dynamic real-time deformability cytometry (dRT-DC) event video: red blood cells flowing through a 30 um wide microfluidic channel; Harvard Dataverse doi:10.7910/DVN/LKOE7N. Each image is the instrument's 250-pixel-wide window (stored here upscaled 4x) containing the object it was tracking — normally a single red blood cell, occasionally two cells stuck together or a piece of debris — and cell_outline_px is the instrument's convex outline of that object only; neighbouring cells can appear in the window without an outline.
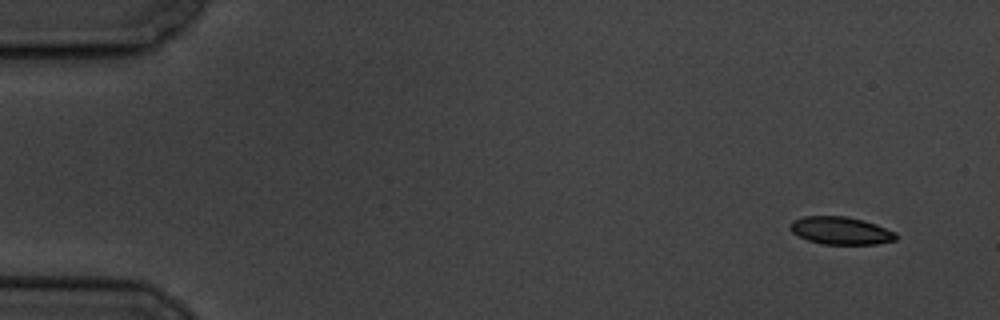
{"species": "common noctule bat (a hibernating species)", "species_latin": "Nyctalus noctula", "temperature_condition": "cold", "stored_images_in_passage": 11, "camera_frame_rate_fps": 3000, "um_per_image_px": 0.085, "animal": {"sex": "male", "body_mass_g": 19.5, "forearm_length_mm": 54.6}, "frame": {"image": 1, "passage_image": 1, "time_ms": 0.0, "image_size_px": [1000, 320], "cell_outline_px": [[896, 240], [876, 244], [820, 244], [808, 240], [792, 232], [788, 228], [788, 224], [792, 220], [804, 216], [844, 216], [864, 220], [876, 224], [896, 232]], "centroid_in_image_um": [71.43, 19.6], "position_along_channel_um": 13.6, "area_um2": 17.17}}
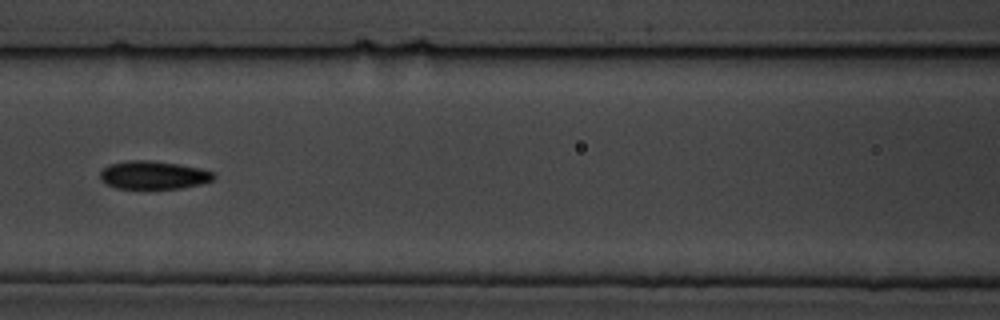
{"frame": {"image": 2, "passage_image": 7, "time_ms": 7.667, "image_size_px": [1000, 320], "cell_outline_px": [[216, 176], [212, 180], [200, 184], [180, 188], [116, 188], [104, 184], [100, 180], [100, 172], [108, 164], [128, 160], [148, 160], [176, 164], [200, 168], [212, 172]], "centroid_in_image_um": [12.99, 14.88], "position_along_channel_um": 153.6, "area_um2": 18.55}}
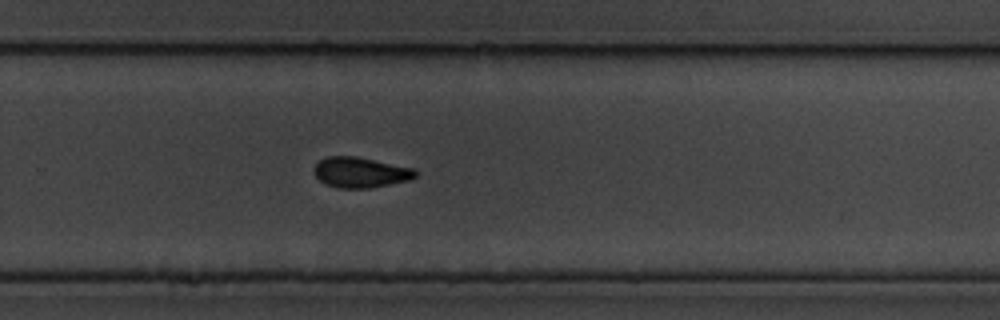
{"frame": {"image": 3, "passage_image": 11, "time_ms": 12.0, "image_size_px": [1000, 320], "cell_outline_px": [[416, 176], [408, 180], [368, 188], [336, 188], [324, 184], [316, 176], [316, 164], [320, 160], [328, 156], [356, 156], [416, 168]], "centroid_in_image_um": [30.65, 14.65], "position_along_channel_um": 299.1, "area_um2": 17.86}}